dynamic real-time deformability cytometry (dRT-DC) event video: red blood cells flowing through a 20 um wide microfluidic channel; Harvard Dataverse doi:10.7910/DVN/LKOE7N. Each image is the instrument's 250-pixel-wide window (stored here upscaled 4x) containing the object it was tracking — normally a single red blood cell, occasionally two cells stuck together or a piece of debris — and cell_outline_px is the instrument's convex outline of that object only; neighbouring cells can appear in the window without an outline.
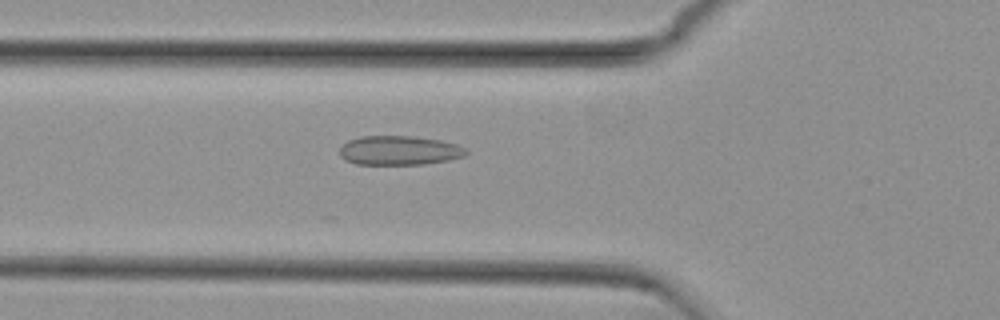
{"species": "common noctule bat (a hibernating species)", "species_latin": "Nyctalus noctula", "temperature_condition": "cold", "stored_images_in_passage": 55, "camera_frame_rate_fps": 3000, "um_per_image_px": 0.085, "animal": {"sex": "female", "body_mass_g": 29.2, "forearm_length_mm": 56.3}, "frame": {"image": 1, "passage_image": 20, "time_ms": 6.333, "image_size_px": [1000, 320], "cell_outline_px": [[468, 152], [464, 156], [448, 160], [424, 164], [356, 164], [344, 160], [340, 156], [340, 148], [348, 140], [360, 136], [412, 136], [440, 140], [456, 144], [464, 148]], "centroid_in_image_um": [33.91, 12.78], "position_along_channel_um": 91.9, "area_um2": 21.5}}
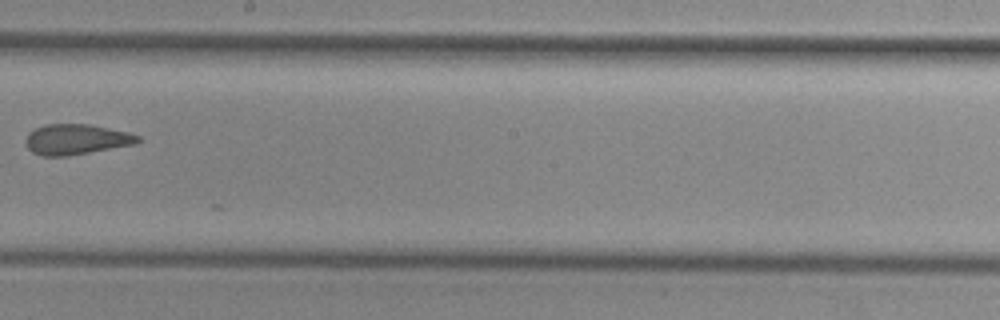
{"frame": {"image": 2, "passage_image": 32, "time_ms": 10.333, "image_size_px": [1000, 320], "cell_outline_px": [[140, 140], [136, 144], [68, 156], [44, 156], [32, 152], [28, 148], [24, 140], [28, 132], [44, 124], [88, 124], [128, 132], [140, 136]], "centroid_in_image_um": [6.46, 11.85], "position_along_channel_um": 241.7, "area_um2": 19.94}}
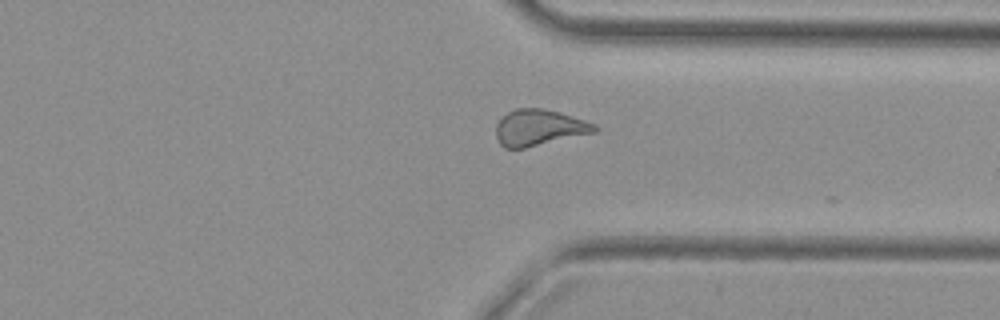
{"frame": {"image": 3, "passage_image": 42, "time_ms": 13.667, "image_size_px": [1000, 320], "cell_outline_px": [[600, 128], [596, 132], [524, 148], [504, 148], [496, 140], [496, 124], [508, 112], [516, 108], [544, 108], [560, 112], [596, 124]], "centroid_in_image_um": [45.83, 10.84], "position_along_channel_um": 365.6, "area_um2": 20.81}}